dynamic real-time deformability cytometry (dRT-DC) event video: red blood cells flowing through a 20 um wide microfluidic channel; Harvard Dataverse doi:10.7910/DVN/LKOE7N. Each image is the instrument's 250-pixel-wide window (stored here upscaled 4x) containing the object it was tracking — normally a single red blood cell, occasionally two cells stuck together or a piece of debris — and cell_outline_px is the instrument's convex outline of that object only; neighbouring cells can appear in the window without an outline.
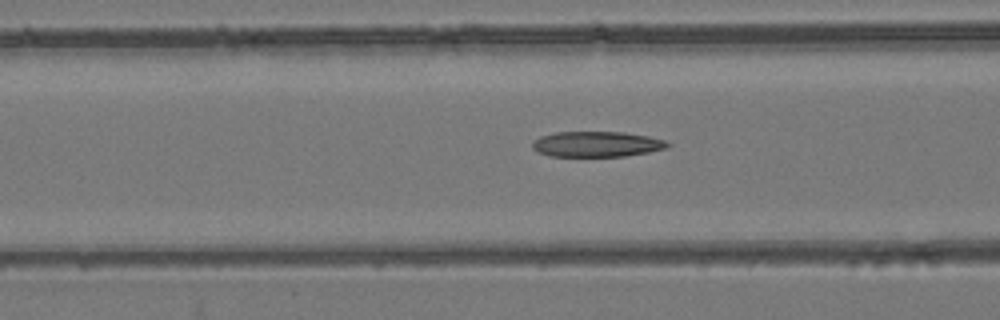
{"species": "common noctule bat (a hibernating species)", "species_latin": "Nyctalus noctula", "temperature_condition": "room temperature", "stored_images_in_passage": 55, "camera_frame_rate_fps": 3000, "um_per_image_px": 0.085, "animal": {"sex": "female", "body_mass_g": 24.6, "forearm_length_mm": 56.2}, "frame": {"image": 1, "passage_image": 22, "time_ms": 7.0, "image_size_px": [1000, 320], "cell_outline_px": [[672, 144], [668, 148], [648, 152], [624, 156], [548, 156], [532, 148], [532, 140], [540, 136], [556, 132], [624, 132], [648, 136], [664, 140]], "centroid_in_image_um": [50.72, 12.25], "position_along_channel_um": 115.9, "area_um2": 20.11}}
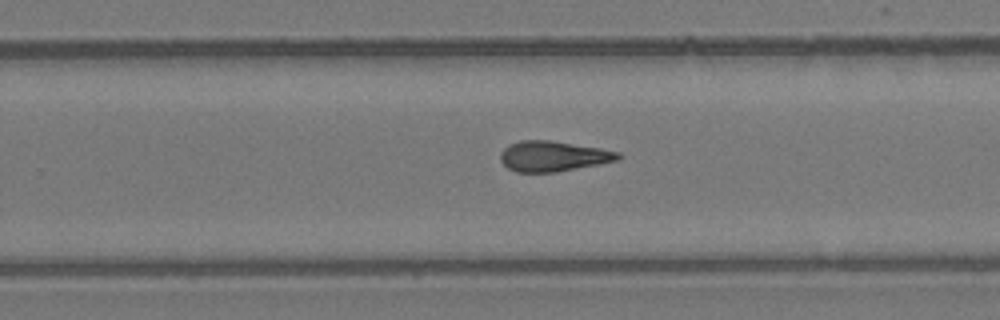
{"frame": {"image": 2, "passage_image": 35, "time_ms": 11.333, "image_size_px": [1000, 320], "cell_outline_px": [[620, 160], [600, 164], [556, 172], [516, 172], [508, 168], [500, 160], [500, 152], [508, 144], [520, 140], [552, 140], [600, 148], [620, 152]], "centroid_in_image_um": [47.01, 13.27], "position_along_channel_um": 282.8, "area_um2": 20.98}}
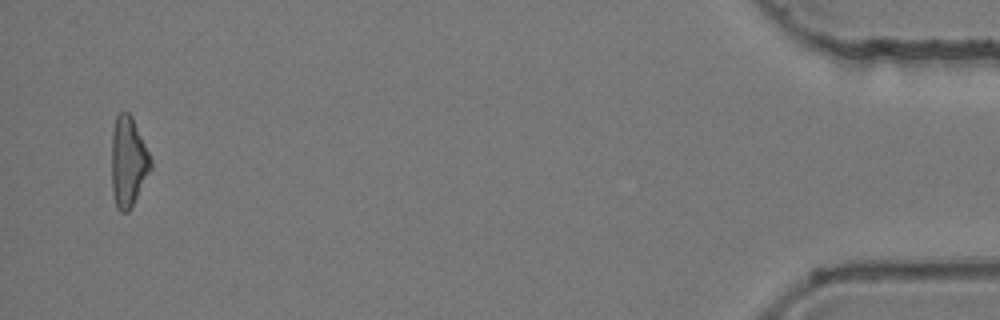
{"frame": {"image": 3, "passage_image": 53, "time_ms": 17.333, "image_size_px": [1000, 320], "cell_outline_px": [[152, 168], [132, 208], [128, 212], [120, 212], [116, 208], [112, 192], [112, 128], [116, 116], [120, 112], [128, 112], [132, 116], [152, 160]], "centroid_in_image_um": [10.9, 13.78], "position_along_channel_um": 424.3, "area_um2": 20.81}, "authors_computed_cell_mechanics": {"area_um2": 20.8658, "velocity_mm_per_s": 3.8479, "shape_relaxation_time_tau1_ms": null, "shape_relaxation_time_tau2_ms": 4.5268, "deformation_change_tau1": null, "deformation_change_tau2": 0.1591}}